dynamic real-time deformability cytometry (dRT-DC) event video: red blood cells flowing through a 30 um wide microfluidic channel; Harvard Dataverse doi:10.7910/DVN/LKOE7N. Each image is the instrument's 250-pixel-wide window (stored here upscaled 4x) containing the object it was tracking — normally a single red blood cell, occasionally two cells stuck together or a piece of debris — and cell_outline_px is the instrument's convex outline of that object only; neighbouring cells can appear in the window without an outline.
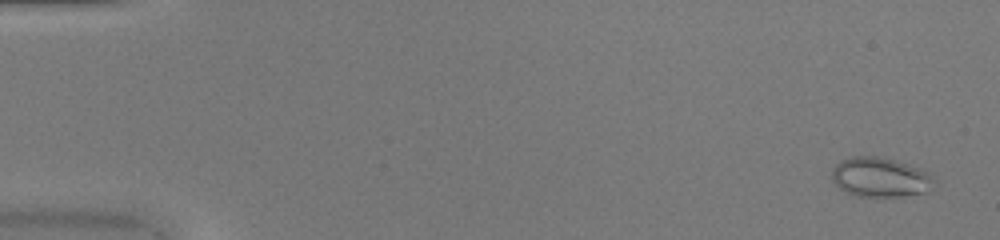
{"species": "common noctule bat (a hibernating species)", "species_latin": "Nyctalus noctula", "temperature_condition": "warm", "stored_images_in_passage": 51, "camera_frame_rate_fps": 3000, "um_per_image_px": 0.085, "animal": {"sex": "female", "body_mass_g": 20.0, "forearm_length_mm": 54.0}, "frame": {"image": 1, "passage_image": 3, "time_ms": 0.667, "image_size_px": [1000, 240], "cell_outline_px": [[936, 180], [928, 192], [904, 196], [856, 196], [840, 188], [832, 180], [832, 168], [840, 160], [852, 156], [884, 156], [924, 168], [932, 172]], "centroid_in_image_um": [74.89, 15.04], "position_along_channel_um": 10.1, "area_um2": 24.22}}
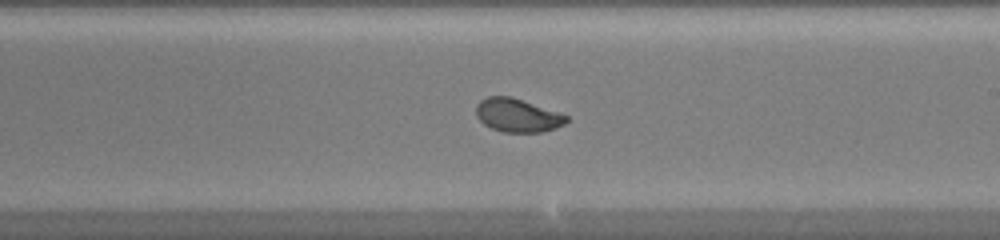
{"frame": {"image": 2, "passage_image": 31, "time_ms": 10.0, "image_size_px": [1000, 240], "cell_outline_px": [[568, 120], [564, 124], [540, 132], [504, 132], [492, 128], [484, 124], [476, 116], [476, 104], [480, 100], [488, 96], [512, 96], [560, 112], [568, 116]], "centroid_in_image_um": [43.97, 9.78], "position_along_channel_um": 245.0, "area_um2": 17.63}}
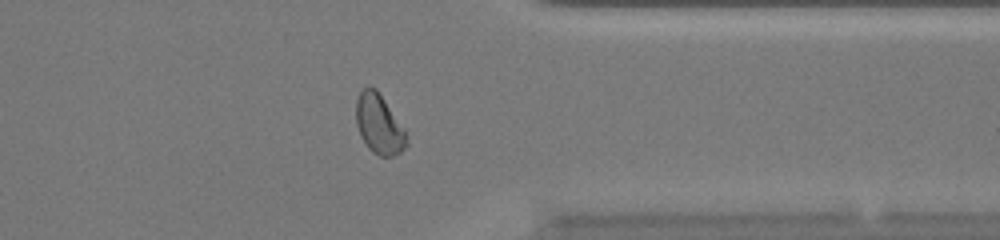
{"frame": {"image": 3, "passage_image": 41, "time_ms": 13.333, "image_size_px": [1000, 240], "cell_outline_px": [[408, 144], [400, 152], [392, 156], [380, 156], [372, 152], [368, 148], [360, 136], [356, 124], [356, 100], [360, 92], [368, 84], [376, 88], [404, 128], [408, 136]], "centroid_in_image_um": [32.21, 10.55], "position_along_channel_um": 379.2, "area_um2": 17.69}, "authors_computed_cell_mechanics": {"area_um2": 19.941, "velocity_mm_per_s": 4.1845, "shape_relaxation_time_tau1_ms": 2.9636, "shape_relaxation_time_tau2_ms": 0.6777, "deformation_change_tau1": 0.1317, "deformation_change_tau2": 0.048}}